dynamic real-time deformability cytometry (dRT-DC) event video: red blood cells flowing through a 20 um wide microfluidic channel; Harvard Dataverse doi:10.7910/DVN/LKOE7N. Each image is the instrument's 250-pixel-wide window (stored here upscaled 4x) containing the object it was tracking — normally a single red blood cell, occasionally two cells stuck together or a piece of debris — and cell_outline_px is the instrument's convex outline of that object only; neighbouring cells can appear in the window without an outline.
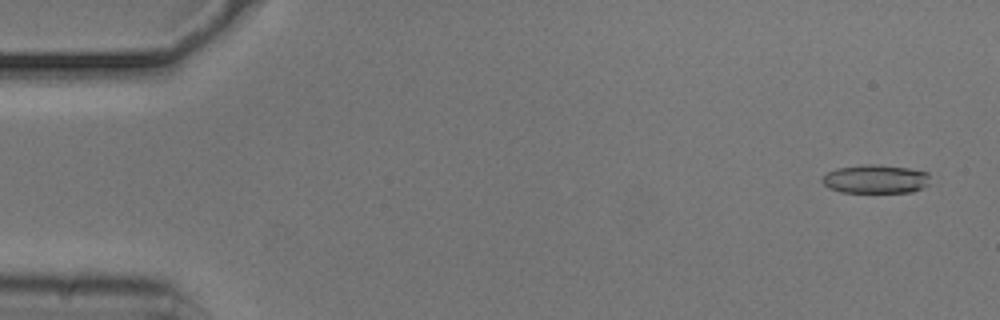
{"species": "common noctule bat (a hibernating species)", "species_latin": "Nyctalus noctula", "temperature_condition": "cold", "stored_images_in_passage": 54, "camera_frame_rate_fps": 3000, "um_per_image_px": 0.085, "animal": {"sex": "male", "body_mass_g": 20.5, "forearm_length_mm": 52.5}, "frame": {"image": 1, "passage_image": 3, "time_ms": 0.667, "image_size_px": [1000, 320], "cell_outline_px": [[928, 184], [912, 192], [840, 192], [828, 188], [820, 180], [828, 172], [836, 168], [864, 164], [880, 164], [908, 168], [928, 172]], "centroid_in_image_um": [74.39, 15.21], "position_along_channel_um": 10.6, "area_um2": 18.03}}
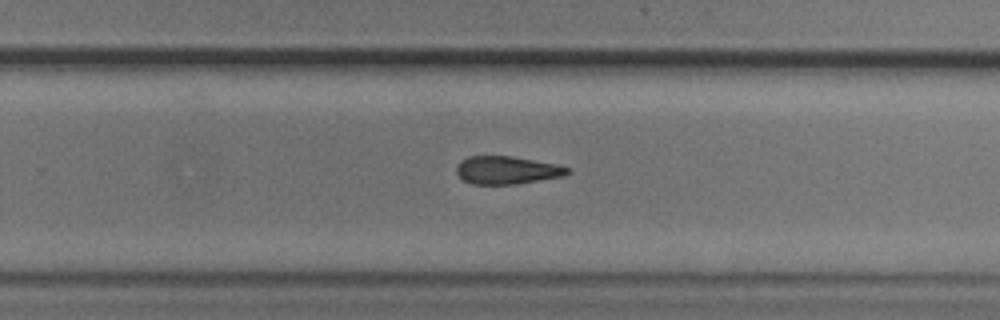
{"frame": {"image": 2, "passage_image": 35, "time_ms": 11.333, "image_size_px": [1000, 320], "cell_outline_px": [[572, 172], [564, 176], [516, 184], [472, 184], [464, 180], [456, 172], [456, 164], [460, 160], [468, 156], [512, 156], [556, 164], [572, 168]], "centroid_in_image_um": [43.11, 14.46], "position_along_channel_um": 286.7, "area_um2": 18.21}}
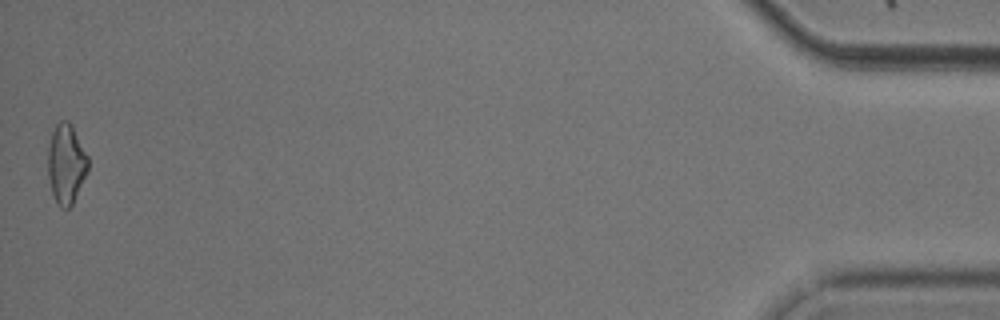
{"frame": {"image": 3, "passage_image": 54, "time_ms": 17.667, "image_size_px": [1000, 320], "cell_outline_px": [[88, 172], [72, 204], [68, 208], [60, 208], [56, 204], [52, 192], [48, 176], [48, 148], [52, 132], [56, 124], [60, 120], [68, 120], [72, 124], [88, 156]], "centroid_in_image_um": [5.63, 13.92], "position_along_channel_um": 429.6, "area_um2": 18.79}, "authors_computed_cell_mechanics": {"area_um2": 18.8717, "velocity_mm_per_s": 3.7489, "shape_relaxation_time_tau1_ms": 5.5613, "shape_relaxation_time_tau2_ms": 8.3578, "deformation_change_tau1": 0.1509, "deformation_change_tau2": 0.2067}}